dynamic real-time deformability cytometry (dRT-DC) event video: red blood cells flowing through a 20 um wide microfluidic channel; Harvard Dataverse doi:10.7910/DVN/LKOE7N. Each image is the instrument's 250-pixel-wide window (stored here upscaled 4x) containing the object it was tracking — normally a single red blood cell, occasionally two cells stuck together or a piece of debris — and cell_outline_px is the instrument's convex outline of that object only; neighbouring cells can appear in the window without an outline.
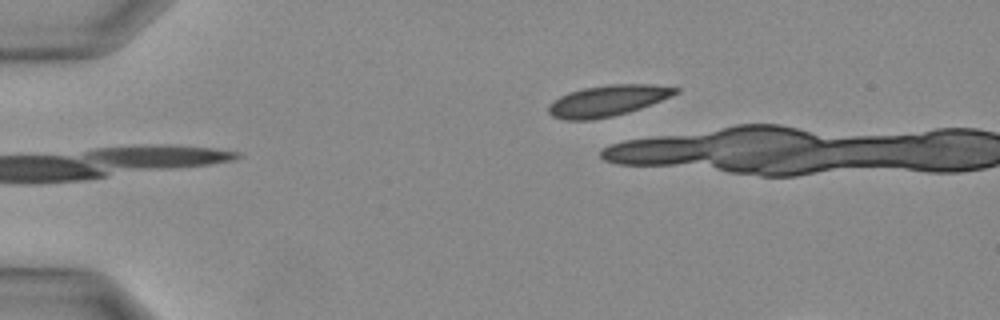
{"species": "Egyptian fruit bat (a non-hibernating species)", "species_latin": "Rousettus aegyptiacus", "temperature_condition": "warm", "stored_images_in_passage": 3, "camera_frame_rate_fps": 3000, "um_per_image_px": 0.085, "animal": {"sex": "female"}, "frame": {"image": 1, "passage_image": 1, "time_ms": 0.0, "image_size_px": [1000, 320], "cell_outline_px": [[680, 92], [640, 108], [628, 112], [612, 116], [592, 120], [564, 120], [552, 116], [548, 112], [548, 104], [552, 100], [568, 92], [584, 88], [612, 84], [652, 84], [680, 88]], "centroid_in_image_um": [51.6, 8.56], "position_along_channel_um": 33.4, "area_um2": 22.95}}